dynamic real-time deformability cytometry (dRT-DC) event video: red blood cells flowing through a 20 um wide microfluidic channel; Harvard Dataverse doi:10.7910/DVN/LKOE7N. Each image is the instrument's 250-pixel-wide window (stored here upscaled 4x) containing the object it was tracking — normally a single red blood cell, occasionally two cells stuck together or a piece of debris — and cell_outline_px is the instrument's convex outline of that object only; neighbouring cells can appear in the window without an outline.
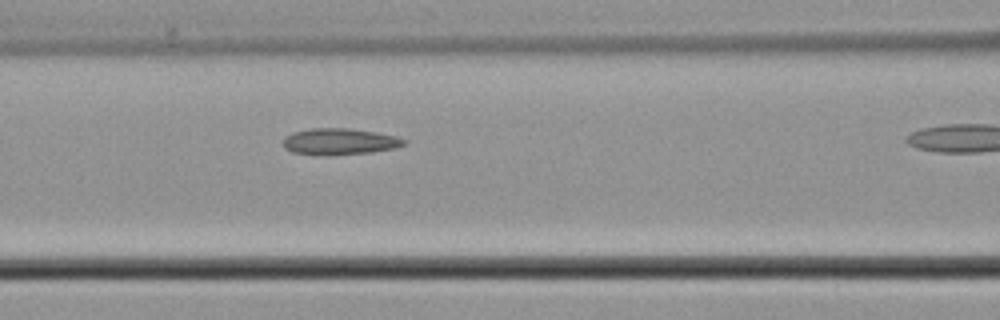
{"species": "common noctule bat (a hibernating species)", "species_latin": "Nyctalus noctula", "temperature_condition": "cold", "stored_images_in_passage": 11, "camera_frame_rate_fps": 3000, "um_per_image_px": 0.085, "animal": {"sex": "male", "body_mass_g": 21.5, "forearm_length_mm": 52.0}, "frame": {"image": 1, "passage_image": 10, "time_ms": 3.0, "image_size_px": [1000, 320], "cell_outline_px": [[408, 140], [404, 144], [396, 148], [372, 152], [316, 156], [292, 152], [284, 148], [284, 136], [292, 132], [312, 128], [348, 128], [376, 132], [396, 136]], "centroid_in_image_um": [28.84, 12.03], "position_along_channel_um": 137.8, "area_um2": 18.79}}